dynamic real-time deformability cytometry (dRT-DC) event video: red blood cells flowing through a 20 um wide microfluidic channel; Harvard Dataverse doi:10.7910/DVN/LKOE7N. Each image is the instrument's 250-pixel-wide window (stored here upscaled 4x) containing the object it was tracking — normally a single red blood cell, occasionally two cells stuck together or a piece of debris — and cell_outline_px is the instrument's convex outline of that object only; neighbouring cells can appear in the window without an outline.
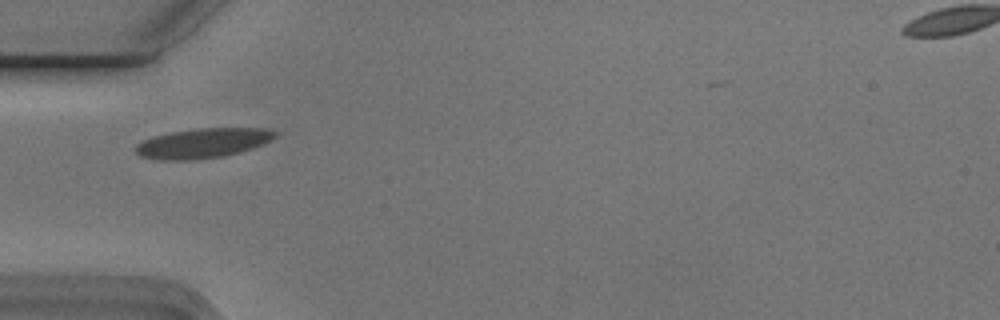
{"species": "Egyptian fruit bat (a non-hibernating species)", "species_latin": "Rousettus aegyptiacus", "temperature_condition": "cold", "stored_images_in_passage": 10, "camera_frame_rate_fps": 3000, "um_per_image_px": 0.085, "animal": {"sex": "male"}, "frame": {"image": 1, "passage_image": 5, "time_ms": 1.333, "image_size_px": [1000, 320], "cell_outline_px": [[276, 136], [252, 148], [240, 152], [224, 156], [188, 160], [160, 160], [140, 156], [136, 152], [136, 144], [152, 136], [172, 132], [196, 128], [260, 128], [276, 132]], "centroid_in_image_um": [17.18, 12.17], "position_along_channel_um": 67.8, "area_um2": 23.87}}
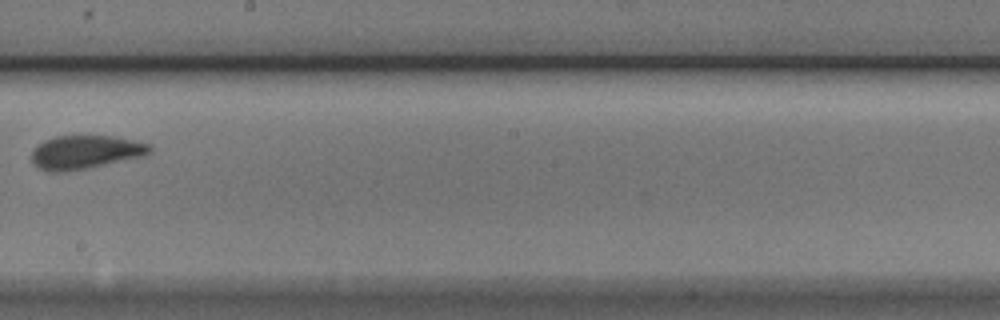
{"frame": {"image": 2, "passage_image": 9, "time_ms": 2.667, "image_size_px": [1000, 320], "cell_outline_px": [[152, 152], [144, 156], [88, 168], [64, 172], [48, 172], [40, 168], [32, 160], [32, 152], [44, 140], [56, 136], [112, 136], [152, 144]], "centroid_in_image_um": [7.3, 12.93], "position_along_channel_um": 240.9, "area_um2": 23.0}}
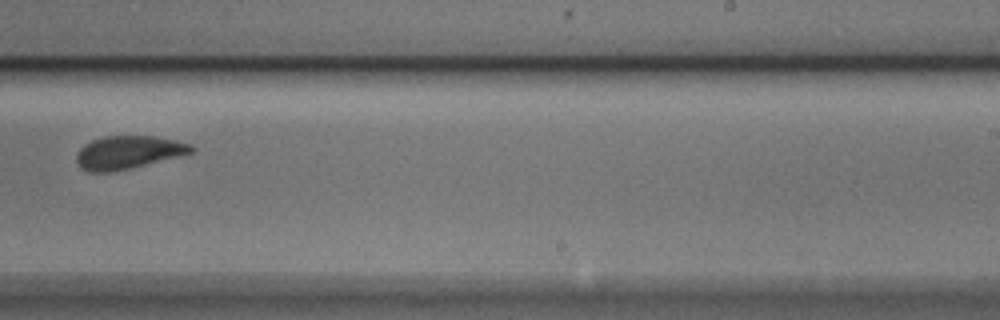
{"frame": {"image": 3, "passage_image": 10, "time_ms": 3.0, "image_size_px": [1000, 320], "cell_outline_px": [[196, 152], [128, 168], [108, 172], [88, 172], [80, 168], [76, 160], [76, 152], [84, 144], [92, 140], [104, 136], [152, 136], [176, 140], [192, 144], [196, 148]], "centroid_in_image_um": [10.9, 12.94], "position_along_channel_um": 278.1, "area_um2": 22.14}}